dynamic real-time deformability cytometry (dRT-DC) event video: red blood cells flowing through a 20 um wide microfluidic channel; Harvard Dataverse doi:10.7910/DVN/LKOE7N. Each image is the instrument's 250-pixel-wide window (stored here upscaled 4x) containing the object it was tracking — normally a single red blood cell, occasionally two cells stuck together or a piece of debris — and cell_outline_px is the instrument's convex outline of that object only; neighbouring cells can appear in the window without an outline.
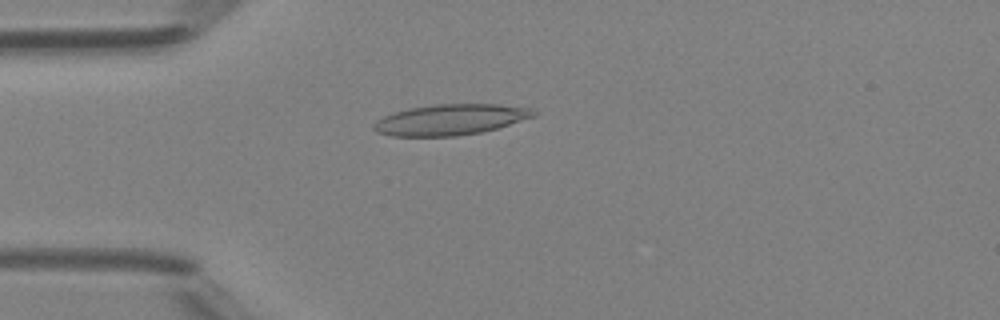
{"species": "Egyptian fruit bat (a non-hibernating species)", "species_latin": "Rousettus aegyptiacus", "temperature_condition": "room temperature", "stored_images_in_passage": 48, "camera_frame_rate_fps": 3000, "um_per_image_px": 0.085, "animal": {"sex": "female"}, "frame": {"image": 1, "passage_image": 13, "time_ms": 4.0, "image_size_px": [1000, 320], "cell_outline_px": [[536, 116], [496, 128], [480, 132], [456, 136], [392, 136], [376, 132], [372, 128], [372, 124], [376, 120], [384, 116], [408, 108], [432, 104], [500, 104], [532, 108], [536, 112]], "centroid_in_image_um": [38.27, 10.16], "position_along_channel_um": 46.7, "area_um2": 28.73}}
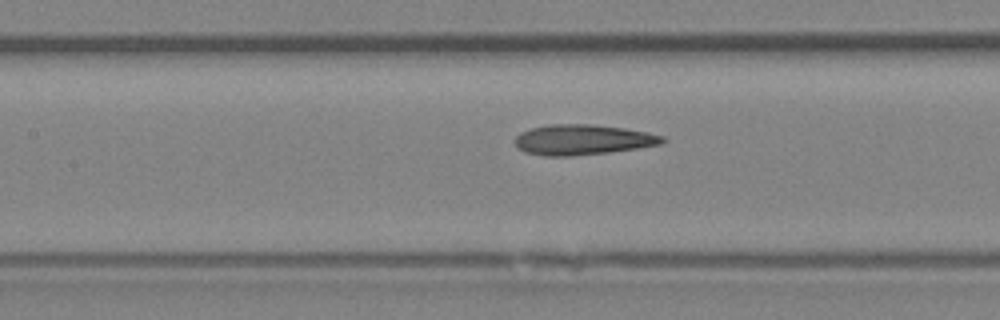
{"frame": {"image": 2, "passage_image": 22, "time_ms": 7.0, "image_size_px": [1000, 320], "cell_outline_px": [[668, 140], [660, 144], [636, 148], [608, 152], [572, 156], [544, 156], [524, 152], [516, 144], [516, 136], [520, 132], [532, 128], [548, 124], [592, 124], [624, 128], [648, 132], [664, 136]], "centroid_in_image_um": [49.54, 11.87], "position_along_channel_um": 157.9, "area_um2": 26.01}}
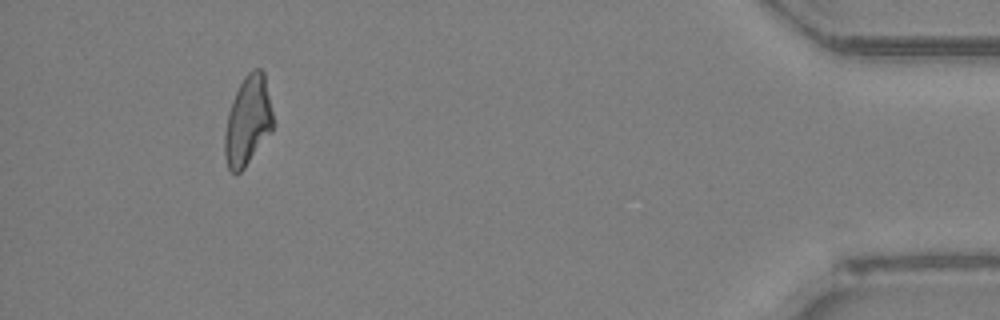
{"frame": {"image": 3, "passage_image": 45, "time_ms": 14.667, "image_size_px": [1000, 320], "cell_outline_px": [[276, 124], [272, 132], [244, 168], [240, 172], [232, 172], [228, 168], [224, 152], [224, 136], [228, 112], [232, 100], [244, 76], [252, 68], [260, 68], [264, 72]], "centroid_in_image_um": [21.1, 10.25], "position_along_channel_um": 414.1, "area_um2": 25.55}, "authors_computed_cell_mechanics": {"area_um2": 25.9522, "velocity_mm_per_s": 4.2231, "shape_relaxation_time_tau1_ms": null, "shape_relaxation_time_tau2_ms": 2.6518, "deformation_change_tau1": null, "deformation_change_tau2": 0.1191}}